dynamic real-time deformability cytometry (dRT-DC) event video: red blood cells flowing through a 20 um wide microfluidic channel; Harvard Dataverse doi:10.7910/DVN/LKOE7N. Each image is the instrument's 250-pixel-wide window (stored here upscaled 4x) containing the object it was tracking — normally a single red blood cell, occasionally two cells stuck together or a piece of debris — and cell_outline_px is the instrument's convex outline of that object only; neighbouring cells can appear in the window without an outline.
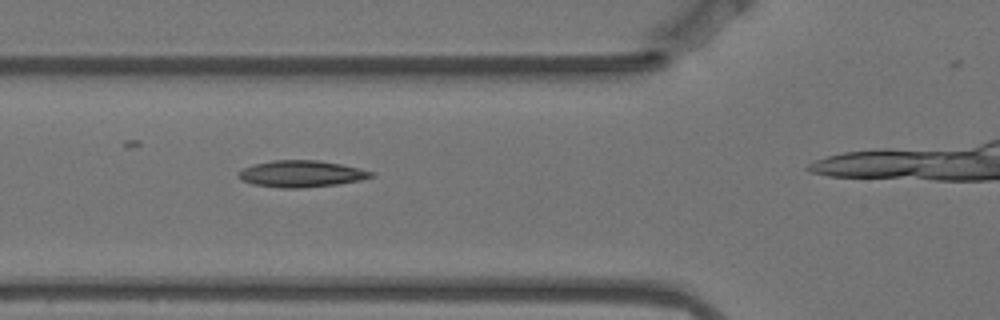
{"species": "Egyptian fruit bat (a non-hibernating species)", "species_latin": "Rousettus aegyptiacus", "temperature_condition": "warm", "stored_images_in_passage": 4, "camera_frame_rate_fps": 3000, "um_per_image_px": 0.085, "animal": {"sex": "female"}, "frame": {"image": 1, "passage_image": 3, "time_ms": 0.667, "image_size_px": [1000, 320], "cell_outline_px": [[376, 176], [360, 180], [336, 184], [300, 188], [280, 188], [252, 184], [240, 180], [236, 176], [244, 168], [252, 164], [272, 160], [316, 160], [340, 164], [376, 172]], "centroid_in_image_um": [25.59, 14.77], "position_along_channel_um": 100.2, "area_um2": 20.63}}